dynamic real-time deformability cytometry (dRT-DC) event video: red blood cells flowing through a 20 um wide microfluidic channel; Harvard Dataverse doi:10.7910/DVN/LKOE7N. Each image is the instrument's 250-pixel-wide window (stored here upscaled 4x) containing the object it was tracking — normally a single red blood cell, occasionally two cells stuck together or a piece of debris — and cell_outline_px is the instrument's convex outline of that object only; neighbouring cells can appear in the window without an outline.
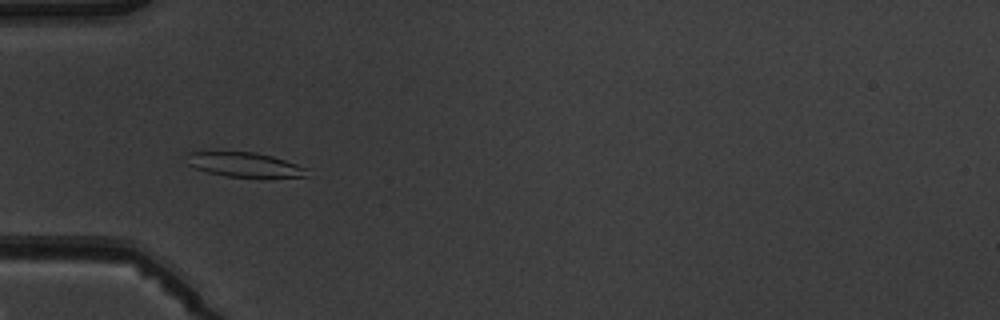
{"species": "common noctule bat (a hibernating species)", "species_latin": "Nyctalus noctula", "temperature_condition": "warm", "stored_images_in_passage": 6, "camera_frame_rate_fps": 3000, "um_per_image_px": 0.085, "animal": {"sex": "male", "body_mass_g": 19.5, "forearm_length_mm": 54.6}, "frame": {"image": 1, "passage_image": 4, "time_ms": 3.333, "image_size_px": [1000, 320], "cell_outline_px": [[312, 176], [264, 180], [224, 176], [208, 172], [196, 168], [188, 164], [184, 152], [256, 152], [272, 156], [308, 168]], "centroid_in_image_um": [20.9, 14.06], "position_along_channel_um": 64.1, "area_um2": 18.21}}
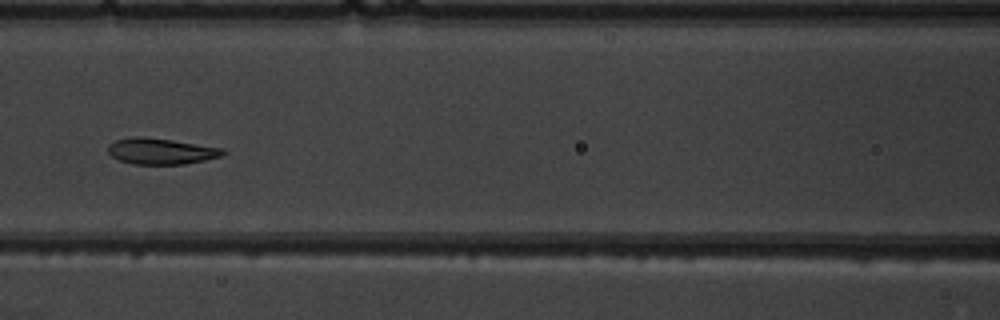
{"frame": {"image": 2, "passage_image": 6, "time_ms": 5.667, "image_size_px": [1000, 320], "cell_outline_px": [[228, 152], [220, 156], [204, 160], [184, 164], [132, 164], [120, 160], [112, 156], [108, 152], [108, 144], [116, 140], [136, 136], [140, 136], [172, 140], [224, 148]], "centroid_in_image_um": [13.69, 12.85], "position_along_channel_um": 152.9, "area_um2": 17.4}}